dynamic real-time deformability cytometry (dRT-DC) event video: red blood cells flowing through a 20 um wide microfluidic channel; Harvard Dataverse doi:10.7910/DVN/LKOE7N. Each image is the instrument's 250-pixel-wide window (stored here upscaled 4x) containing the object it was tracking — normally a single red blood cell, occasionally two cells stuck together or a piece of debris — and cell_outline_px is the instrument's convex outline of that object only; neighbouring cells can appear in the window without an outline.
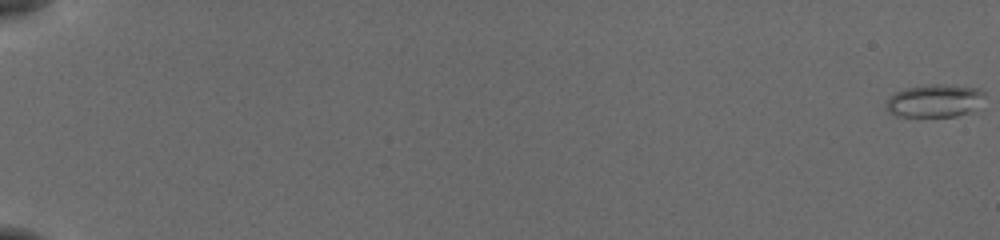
{"species": "common noctule bat (a hibernating species)", "species_latin": "Nyctalus noctula", "temperature_condition": "cold", "stored_images_in_passage": 57, "camera_frame_rate_fps": 3000, "um_per_image_px": 0.085, "animal": {"sex": "female", "body_mass_g": 19.5, "forearm_length_mm": 54.1}, "frame": {"image": 1, "passage_image": 1, "time_ms": 0.0, "image_size_px": [1000, 240], "cell_outline_px": [[984, 96], [968, 112], [956, 116], [896, 116], [884, 108], [888, 100], [896, 92], [908, 88], [932, 84], [944, 84], [976, 88], [984, 92]], "centroid_in_image_um": [79.39, 8.56], "position_along_channel_um": 5.6, "area_um2": 18.26}}
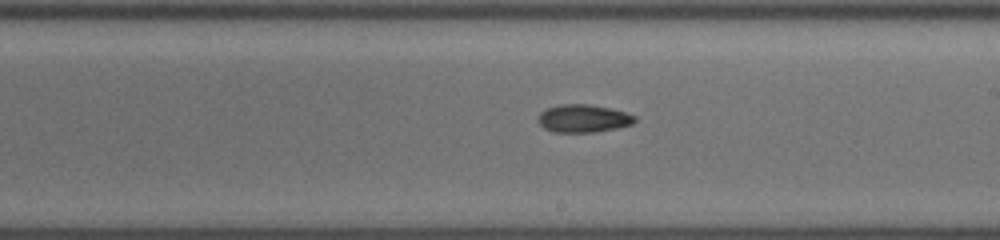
{"frame": {"image": 2, "passage_image": 36, "time_ms": 11.667, "image_size_px": [1000, 240], "cell_outline_px": [[636, 120], [632, 124], [616, 128], [592, 132], [552, 132], [544, 128], [536, 120], [540, 112], [548, 108], [560, 104], [588, 104], [608, 108], [624, 112], [636, 116]], "centroid_in_image_um": [49.54, 10.07], "position_along_channel_um": 239.5, "area_um2": 15.61}}
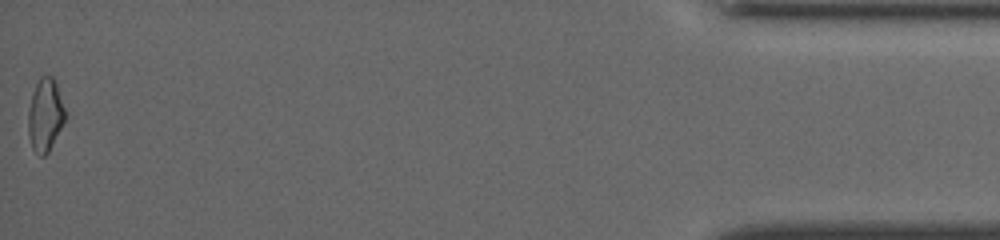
{"frame": {"image": 3, "passage_image": 57, "time_ms": 18.667, "image_size_px": [1000, 240], "cell_outline_px": [[68, 112], [48, 152], [44, 156], [40, 156], [32, 148], [28, 132], [28, 112], [32, 92], [40, 76], [52, 76], [56, 80]], "centroid_in_image_um": [3.86, 9.72], "position_along_channel_um": 431.3, "area_um2": 15.9}, "authors_computed_cell_mechanics": {"area_um2": 15.895, "velocity_mm_per_s": 3.8743, "shape_relaxation_time_tau1_ms": null, "shape_relaxation_time_tau2_ms": 4.4358, "deformation_change_tau1": null, "deformation_change_tau2": 0.1041}}